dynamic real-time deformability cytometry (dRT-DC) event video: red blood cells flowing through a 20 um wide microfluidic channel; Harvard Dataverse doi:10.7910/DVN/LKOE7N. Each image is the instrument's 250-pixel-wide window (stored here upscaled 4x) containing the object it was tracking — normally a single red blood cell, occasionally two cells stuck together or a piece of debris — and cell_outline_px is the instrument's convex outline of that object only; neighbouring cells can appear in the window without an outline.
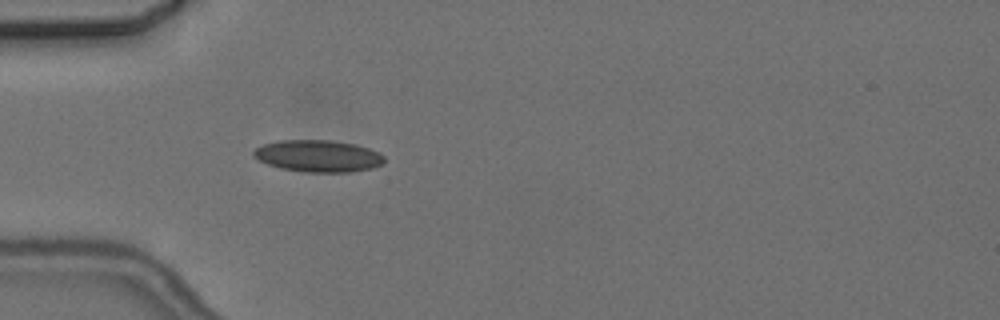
{"species": "common noctule bat (a hibernating species)", "species_latin": "Nyctalus noctula", "temperature_condition": "cold", "stored_images_in_passage": 1, "camera_frame_rate_fps": 3000, "um_per_image_px": 0.085, "animal": {"sex": "female", "body_mass_g": 24.6, "forearm_length_mm": 56.2}, "frame": {"image": 1, "passage_image": 1, "time_ms": 0.0, "image_size_px": [1000, 320], "cell_outline_px": [[384, 164], [372, 168], [348, 172], [304, 172], [280, 168], [268, 164], [252, 156], [252, 152], [256, 148], [264, 144], [280, 140], [332, 140], [356, 144], [380, 152], [384, 156]], "centroid_in_image_um": [27.06, 13.26], "position_along_channel_um": 57.9, "area_um2": 24.39}}